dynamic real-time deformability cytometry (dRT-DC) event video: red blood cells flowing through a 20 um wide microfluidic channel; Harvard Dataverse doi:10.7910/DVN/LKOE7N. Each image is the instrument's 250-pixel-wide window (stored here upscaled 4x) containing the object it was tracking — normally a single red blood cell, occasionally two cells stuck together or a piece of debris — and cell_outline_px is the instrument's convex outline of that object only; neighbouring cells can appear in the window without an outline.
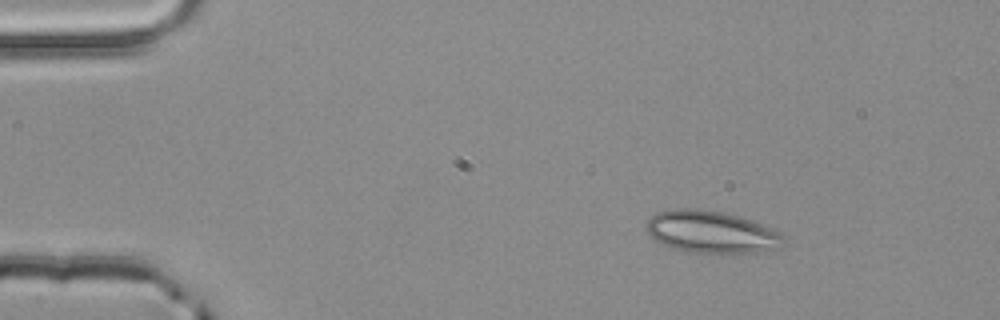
{"species": "common noctule bat (a hibernating species)", "species_latin": "Nyctalus noctula", "temperature_condition": "room temperature", "stored_images_in_passage": 2, "camera_frame_rate_fps": 3000, "um_per_image_px": 0.085, "animal": {"sex": "male", "body_mass_g": 20.4}, "frame": {"image": 1, "passage_image": 1, "time_ms": 0.0, "image_size_px": [1000, 320], "cell_outline_px": [[784, 244], [780, 248], [764, 252], [732, 256], [688, 252], [664, 244], [656, 240], [644, 228], [644, 224], [656, 212], [668, 208], [696, 208], [724, 212], [752, 220], [772, 228], [780, 232], [784, 236]], "centroid_in_image_um": [60.52, 19.75], "position_along_channel_um": 24.5, "area_um2": 34.97}}